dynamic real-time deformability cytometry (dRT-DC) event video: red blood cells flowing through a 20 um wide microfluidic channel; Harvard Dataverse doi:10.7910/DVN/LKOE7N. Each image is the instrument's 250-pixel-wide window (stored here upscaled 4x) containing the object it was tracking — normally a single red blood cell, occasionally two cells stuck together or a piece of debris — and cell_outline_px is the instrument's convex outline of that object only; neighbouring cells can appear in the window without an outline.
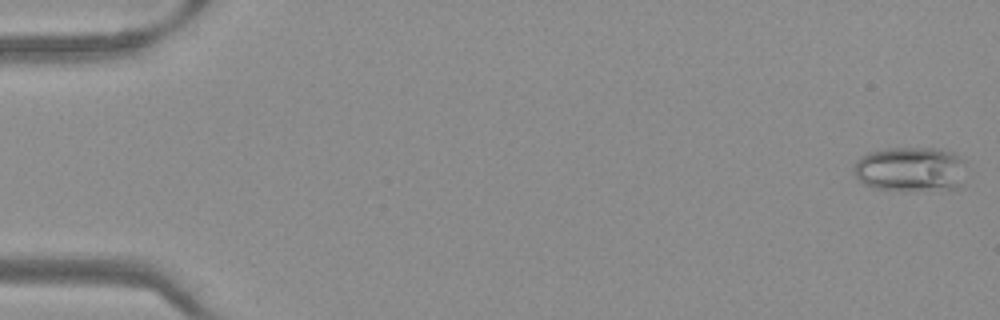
{"species": "Egyptian fruit bat (a non-hibernating species)", "species_latin": "Rousettus aegyptiacus", "temperature_condition": "warm", "stored_images_in_passage": 51, "camera_frame_rate_fps": 3000, "um_per_image_px": 0.085, "frame": {"image": 1, "passage_image": 1, "time_ms": 0.0, "image_size_px": [1000, 320], "cell_outline_px": [[964, 188], [904, 192], [876, 188], [864, 184], [856, 176], [852, 168], [856, 160], [860, 156], [868, 152], [888, 148], [936, 148], [952, 152], [964, 156]], "centroid_in_image_um": [77.44, 14.41], "position_along_channel_um": 7.6, "area_um2": 30.4}}
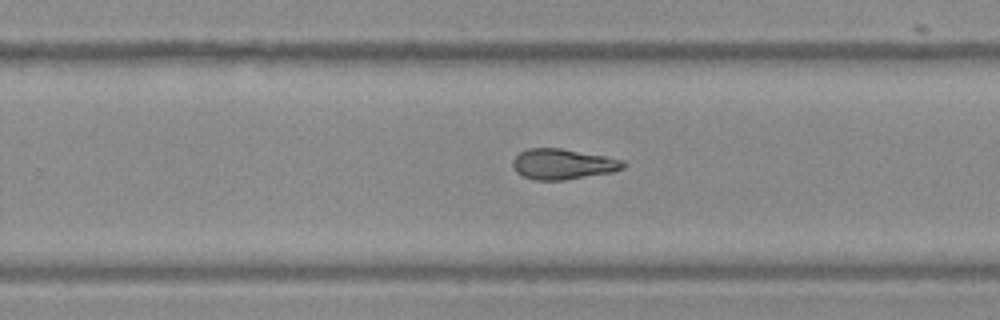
{"frame": {"image": 2, "passage_image": 33, "time_ms": 10.667, "image_size_px": [1000, 320], "cell_outline_px": [[628, 164], [624, 168], [612, 172], [564, 180], [536, 180], [524, 176], [516, 172], [512, 164], [512, 160], [520, 152], [528, 148], [560, 148], [604, 156], [624, 160]], "centroid_in_image_um": [47.85, 13.95], "position_along_channel_um": 281.9, "area_um2": 19.59}}
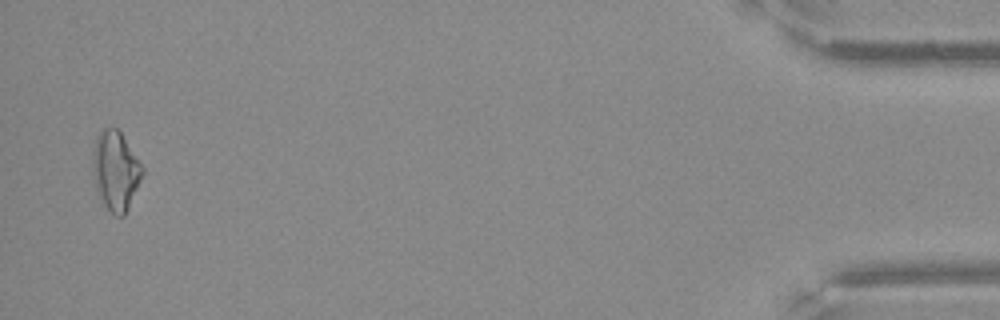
{"frame": {"image": 3, "passage_image": 50, "time_ms": 16.333, "image_size_px": [1000, 320], "cell_outline_px": [[144, 172], [128, 208], [124, 216], [116, 216], [104, 204], [96, 188], [92, 172], [92, 152], [96, 136], [104, 128], [116, 128], [120, 132], [144, 168]], "centroid_in_image_um": [9.81, 14.5], "position_along_channel_um": 425.4, "area_um2": 22.66}}